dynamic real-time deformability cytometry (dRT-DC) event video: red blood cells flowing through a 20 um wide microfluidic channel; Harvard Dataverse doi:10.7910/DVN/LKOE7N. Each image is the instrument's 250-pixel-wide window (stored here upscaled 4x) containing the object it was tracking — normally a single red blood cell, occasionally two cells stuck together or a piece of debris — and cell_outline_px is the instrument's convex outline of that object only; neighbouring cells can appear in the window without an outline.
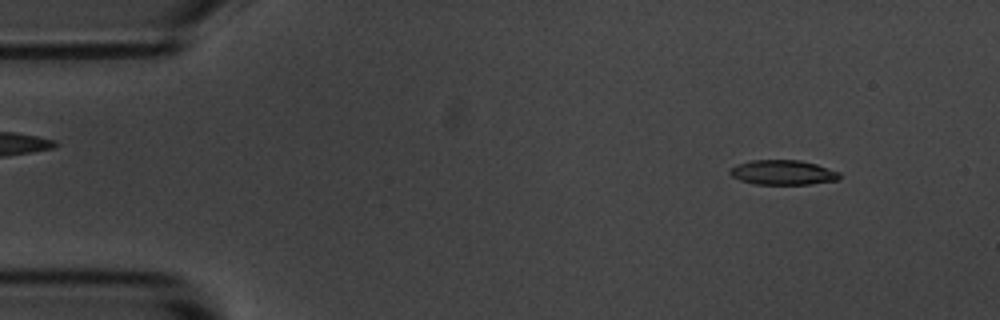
{"species": "common noctule bat (a hibernating species)", "species_latin": "Nyctalus noctula", "temperature_condition": "room temperature", "stored_images_in_passage": 5, "camera_frame_rate_fps": 3000, "um_per_image_px": 0.085, "animal": {"sex": "male", "body_mass_g": 20.1, "forearm_length_mm": 53.5}, "frame": {"image": 1, "passage_image": 2, "time_ms": 1.333, "image_size_px": [1000, 320], "cell_outline_px": [[840, 180], [808, 184], [756, 184], [740, 180], [732, 176], [728, 172], [736, 164], [752, 160], [800, 160], [816, 164], [840, 172]], "centroid_in_image_um": [66.56, 14.66], "position_along_channel_um": 18.4, "area_um2": 15.78}}
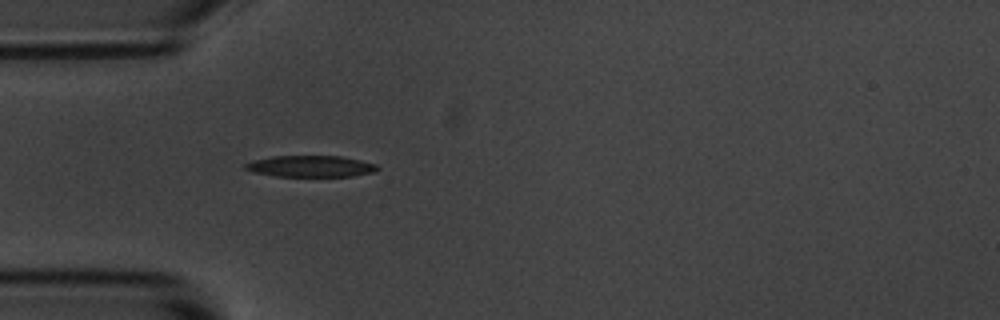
{"frame": {"image": 2, "passage_image": 5, "time_ms": 4.667, "image_size_px": [1000, 320], "cell_outline_px": [[380, 168], [372, 172], [352, 176], [276, 176], [252, 172], [244, 168], [244, 164], [252, 160], [272, 156], [340, 156], [360, 160], [376, 164]], "centroid_in_image_um": [26.36, 14.13], "position_along_channel_um": 58.6, "area_um2": 16.42}}